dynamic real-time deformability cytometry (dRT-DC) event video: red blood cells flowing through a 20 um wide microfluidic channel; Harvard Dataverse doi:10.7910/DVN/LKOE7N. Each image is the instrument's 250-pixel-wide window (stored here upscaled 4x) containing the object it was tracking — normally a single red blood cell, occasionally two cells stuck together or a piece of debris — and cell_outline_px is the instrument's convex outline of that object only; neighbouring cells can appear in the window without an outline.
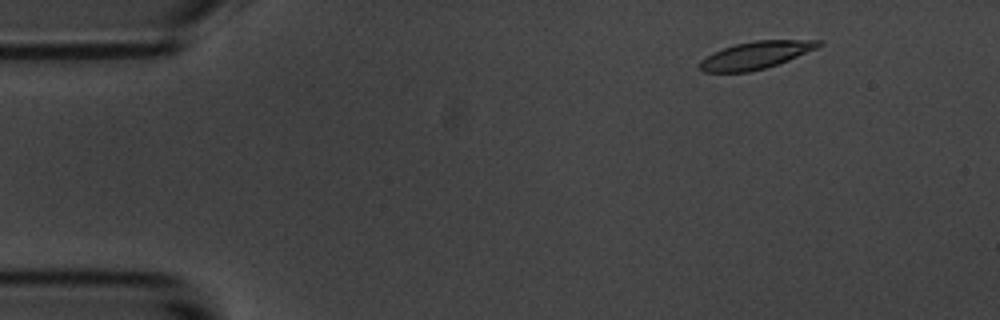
{"species": "common noctule bat (a hibernating species)", "species_latin": "Nyctalus noctula", "temperature_condition": "room temperature", "stored_images_in_passage": 55, "camera_frame_rate_fps": 3000, "um_per_image_px": 0.085, "animal": {"sex": "male", "body_mass_g": 20.1, "forearm_length_mm": 53.5}, "frame": {"image": 1, "passage_image": 5, "time_ms": 1.333, "image_size_px": [1000, 320], "cell_outline_px": [[824, 44], [816, 48], [788, 60], [764, 68], [748, 72], [704, 72], [700, 68], [700, 60], [712, 52], [736, 44], [756, 40], [824, 40]], "centroid_in_image_um": [64.24, 4.68], "position_along_channel_um": 20.8, "area_um2": 18.79}}
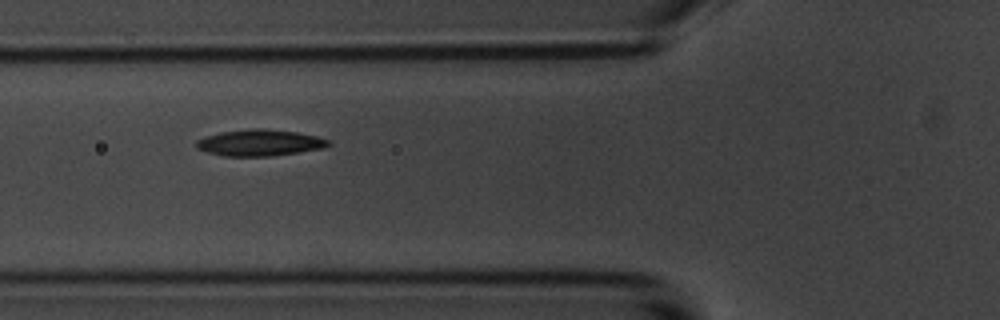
{"frame": {"image": 2, "passage_image": 19, "time_ms": 6.0, "image_size_px": [1000, 320], "cell_outline_px": [[332, 144], [324, 148], [300, 152], [272, 156], [224, 156], [208, 152], [196, 148], [196, 140], [204, 136], [220, 132], [248, 128], [264, 128], [296, 132], [316, 136], [332, 140]], "centroid_in_image_um": [22.09, 12.12], "position_along_channel_um": 103.7, "area_um2": 20.58}}
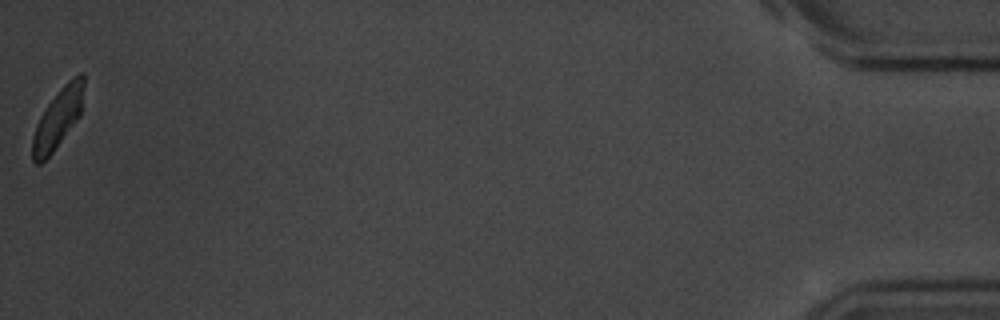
{"frame": {"image": 3, "passage_image": 55, "time_ms": 18.0, "image_size_px": [1000, 320], "cell_outline_px": [[84, 84], [80, 116], [52, 152], [40, 164], [36, 164], [32, 160], [32, 136], [36, 124], [40, 116], [48, 104], [60, 88], [72, 76], [80, 72], [84, 72]], "centroid_in_image_um": [4.92, 10.04], "position_along_channel_um": 430.3, "area_um2": 17.74}, "authors_computed_cell_mechanics": {"area_um2": 19.5364, "velocity_mm_per_s": 3.5235, "shape_relaxation_time_tau1_ms": 2.2923, "shape_relaxation_time_tau2_ms": null, "deformation_change_tau1": 0.1165, "deformation_change_tau2": null}}